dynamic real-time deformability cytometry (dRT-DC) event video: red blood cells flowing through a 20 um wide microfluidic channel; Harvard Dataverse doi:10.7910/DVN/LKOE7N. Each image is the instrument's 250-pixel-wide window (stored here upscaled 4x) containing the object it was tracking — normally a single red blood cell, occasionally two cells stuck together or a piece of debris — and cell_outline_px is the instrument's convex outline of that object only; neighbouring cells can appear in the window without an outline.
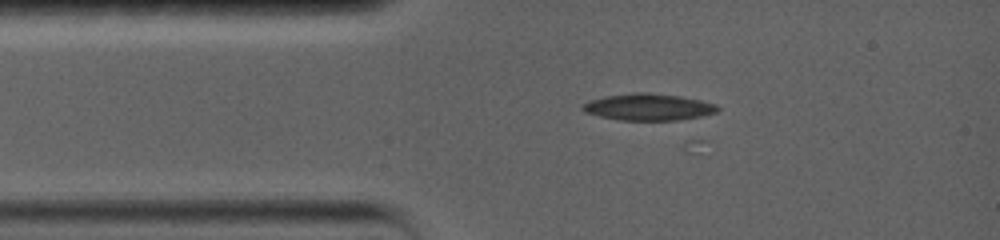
{"species": "common noctule bat (a hibernating species)", "species_latin": "Nyctalus noctula", "temperature_condition": "warm", "stored_images_in_passage": 100, "camera_frame_rate_fps": 5000, "um_per_image_px": 0.085, "animal": {"sex": "female", "body_mass_g": 19.0, "forearm_length_mm": 56.7}, "frame": {"image": 1, "passage_image": 15, "time_ms": 2.6, "image_size_px": [1000, 240], "cell_outline_px": [[720, 108], [716, 112], [704, 116], [676, 120], [620, 120], [600, 116], [584, 112], [580, 108], [580, 104], [588, 100], [604, 96], [632, 92], [648, 92], [680, 96], [700, 100], [716, 104]], "centroid_in_image_um": [55.07, 9.09], "position_along_channel_um": 29.9, "area_um2": 21.27}}
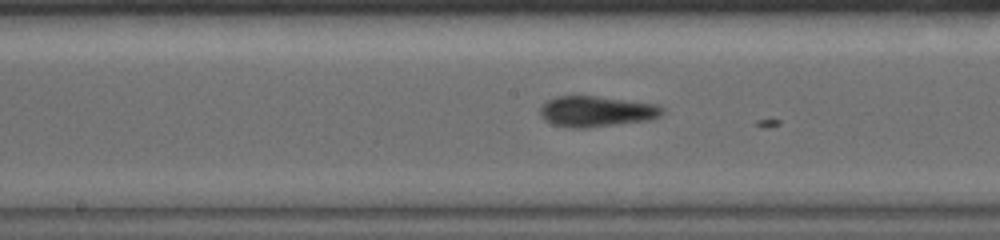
{"frame": {"image": 2, "passage_image": 42, "time_ms": 7.8, "image_size_px": [1000, 240], "cell_outline_px": [[664, 112], [660, 116], [652, 120], [584, 128], [572, 128], [552, 124], [544, 120], [540, 116], [540, 108], [548, 100], [556, 96], [596, 96], [656, 104], [664, 108]], "centroid_in_image_um": [50.7, 9.48], "position_along_channel_um": 197.5, "area_um2": 21.91}}
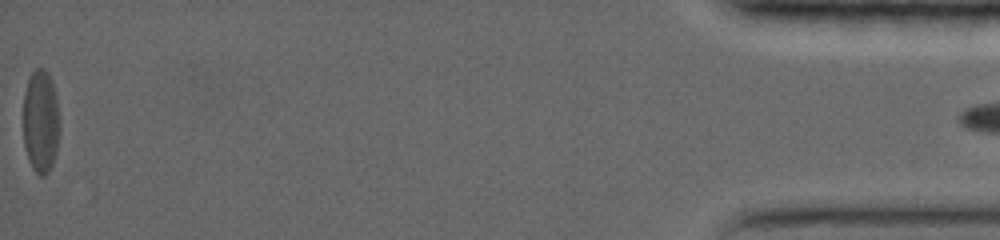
{"frame": {"image": 3, "passage_image": 100, "time_ms": 18.4, "image_size_px": [1000, 240], "cell_outline_px": [[60, 128], [56, 152], [52, 164], [48, 172], [44, 176], [40, 176], [32, 168], [28, 160], [24, 148], [24, 92], [28, 80], [32, 72], [36, 68], [44, 68], [48, 72], [52, 80], [56, 96], [60, 124]], "centroid_in_image_um": [3.47, 10.32], "position_along_channel_um": 431.7, "area_um2": 22.14}, "authors_computed_cell_mechanics": {"area_um2": 21.4727, "velocity_mm_per_s": 3.539, "shape_relaxation_time_tau1_ms": null, "shape_relaxation_time_tau2_ms": 1.421, "deformation_change_tau1": null, "deformation_change_tau2": 0.081}}